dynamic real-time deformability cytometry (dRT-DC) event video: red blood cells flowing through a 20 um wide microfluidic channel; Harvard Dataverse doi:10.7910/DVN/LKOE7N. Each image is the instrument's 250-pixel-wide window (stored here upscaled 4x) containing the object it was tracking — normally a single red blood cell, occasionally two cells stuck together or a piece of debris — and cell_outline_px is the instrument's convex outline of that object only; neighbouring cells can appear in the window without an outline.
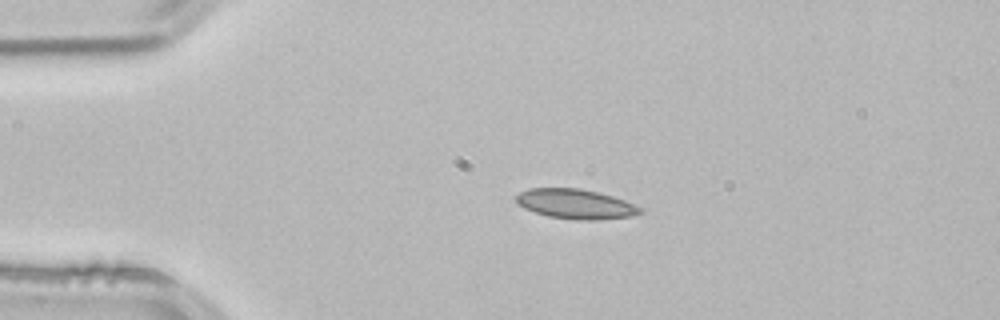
{"species": "common noctule bat (a hibernating species)", "species_latin": "Nyctalus noctula", "temperature_condition": "room temperature", "stored_images_in_passage": 3, "camera_frame_rate_fps": 3000, "um_per_image_px": 0.085, "animal": {"sex": "male", "body_mass_g": 21.5, "forearm_length_mm": 52.0}, "frame": {"image": 1, "passage_image": 2, "time_ms": 0.333, "image_size_px": [1000, 320], "cell_outline_px": [[644, 212], [632, 216], [592, 220], [576, 220], [548, 216], [524, 208], [516, 204], [516, 196], [520, 192], [528, 188], [580, 188], [600, 192], [624, 200], [644, 208]], "centroid_in_image_um": [48.94, 17.33], "position_along_channel_um": 36.1, "area_um2": 21.62}}
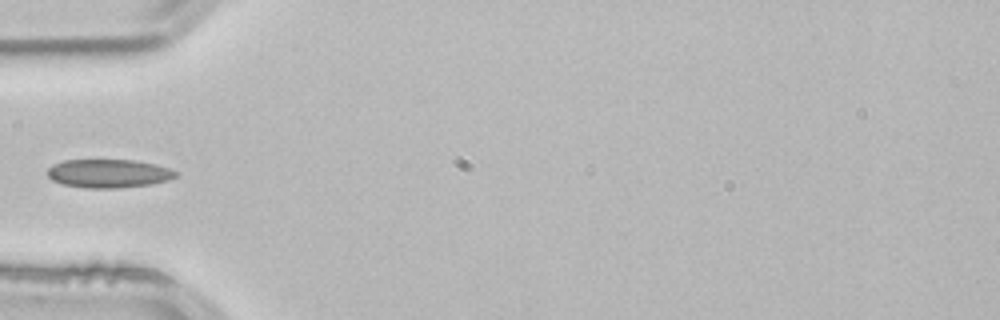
{"frame": {"image": 2, "passage_image": 3, "time_ms": 0.667, "image_size_px": [1000, 320], "cell_outline_px": [[180, 176], [168, 180], [152, 184], [116, 188], [84, 188], [64, 184], [52, 180], [48, 176], [48, 168], [52, 164], [64, 160], [132, 160], [156, 164], [180, 172]], "centroid_in_image_um": [9.27, 14.74], "position_along_channel_um": 75.7, "area_um2": 21.44}}